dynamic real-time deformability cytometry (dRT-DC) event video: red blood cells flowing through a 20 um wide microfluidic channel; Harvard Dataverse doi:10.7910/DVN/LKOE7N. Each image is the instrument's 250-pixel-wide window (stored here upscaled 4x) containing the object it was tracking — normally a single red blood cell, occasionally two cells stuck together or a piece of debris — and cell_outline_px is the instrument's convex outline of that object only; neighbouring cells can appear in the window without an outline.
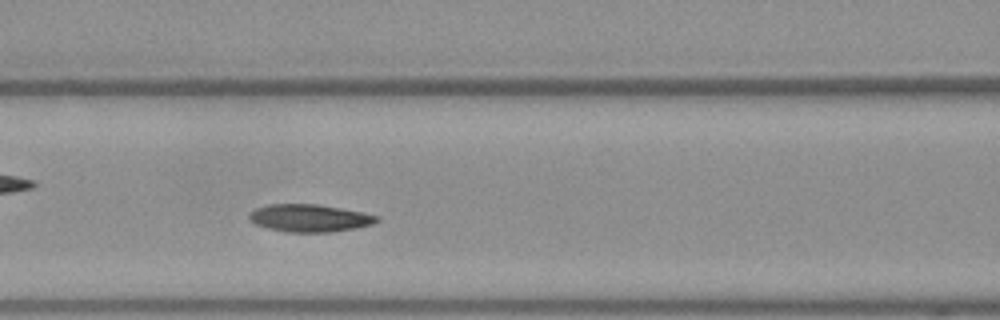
{"species": "Egyptian fruit bat (a non-hibernating species)", "species_latin": "Rousettus aegyptiacus", "temperature_condition": "warm", "stored_images_in_passage": 42, "camera_frame_rate_fps": 3000, "um_per_image_px": 0.085, "frame": {"image": 1, "passage_image": 14, "time_ms": 4.333, "image_size_px": [1000, 320], "cell_outline_px": [[380, 220], [372, 224], [356, 228], [332, 232], [288, 232], [268, 228], [256, 224], [248, 220], [248, 216], [256, 208], [268, 204], [320, 204], [380, 216]], "centroid_in_image_um": [26.32, 18.53], "position_along_channel_um": 140.3, "area_um2": 20.46}}
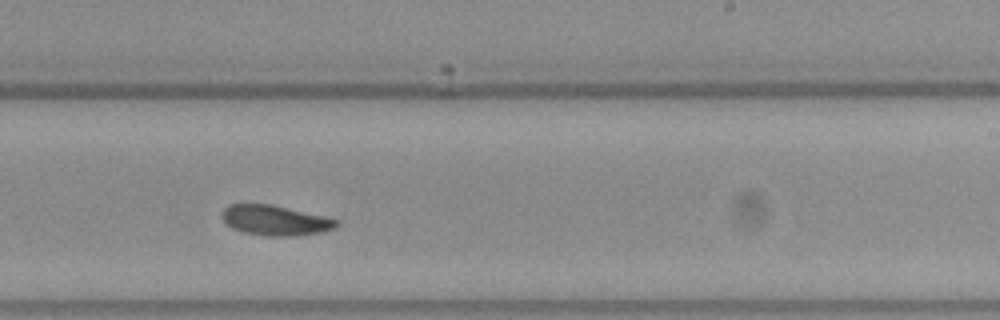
{"frame": {"image": 2, "passage_image": 24, "time_ms": 7.667, "image_size_px": [1000, 320], "cell_outline_px": [[340, 224], [336, 228], [320, 232], [296, 236], [268, 236], [244, 232], [232, 228], [224, 220], [224, 208], [228, 204], [272, 204], [324, 216], [340, 220]], "centroid_in_image_um": [23.45, 18.73], "position_along_channel_um": 265.5, "area_um2": 20.0}}
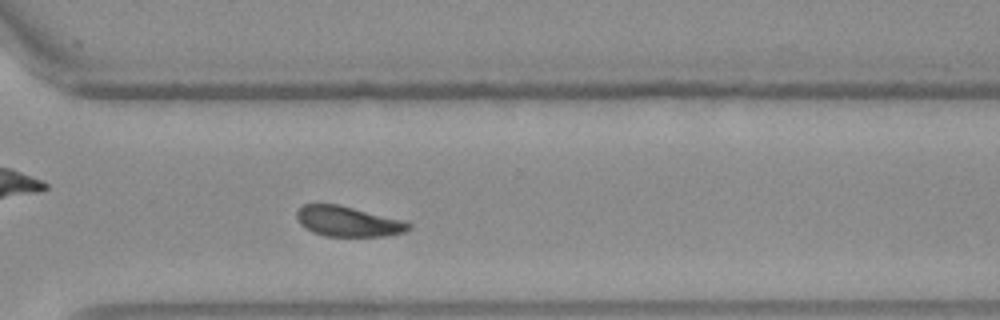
{"frame": {"image": 3, "passage_image": 30, "time_ms": 9.667, "image_size_px": [1000, 320], "cell_outline_px": [[412, 228], [404, 232], [384, 236], [324, 236], [312, 232], [304, 228], [296, 220], [296, 212], [304, 204], [336, 204], [404, 220], [412, 224]], "centroid_in_image_um": [29.57, 18.83], "position_along_channel_um": 341.0, "area_um2": 19.77}, "authors_computed_cell_mechanics": {"area_um2": 20.2589, "velocity_mm_per_s": 3.77, "shape_relaxation_time_tau1_ms": null, "shape_relaxation_time_tau2_ms": 7.156, "deformation_change_tau1": null, "deformation_change_tau2": 0.1101}}